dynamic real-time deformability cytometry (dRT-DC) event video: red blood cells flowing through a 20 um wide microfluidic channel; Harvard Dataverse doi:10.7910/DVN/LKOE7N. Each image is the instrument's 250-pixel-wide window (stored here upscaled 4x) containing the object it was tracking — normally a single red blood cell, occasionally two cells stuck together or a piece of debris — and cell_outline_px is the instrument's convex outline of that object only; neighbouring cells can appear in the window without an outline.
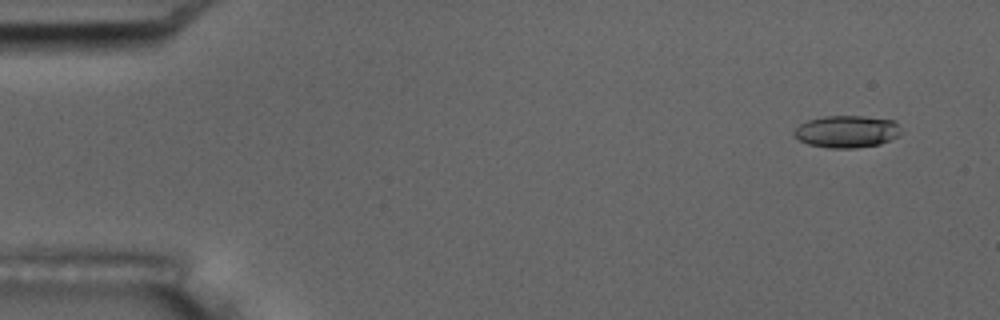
{"species": "common noctule bat (a hibernating species)", "species_latin": "Nyctalus noctula", "temperature_condition": "room temperature", "stored_images_in_passage": 7, "camera_frame_rate_fps": 3000, "um_per_image_px": 0.085, "animal": {"sex": "male", "body_mass_g": 17.5, "forearm_length_mm": 52.3}, "frame": {"image": 1, "passage_image": 2, "time_ms": 1.0, "image_size_px": [1000, 320], "cell_outline_px": [[904, 132], [900, 136], [880, 144], [856, 148], [828, 148], [808, 144], [800, 140], [792, 132], [800, 124], [808, 120], [824, 116], [864, 116], [892, 120]], "centroid_in_image_um": [72.0, 11.19], "position_along_channel_um": 13.0, "area_um2": 20.11}}